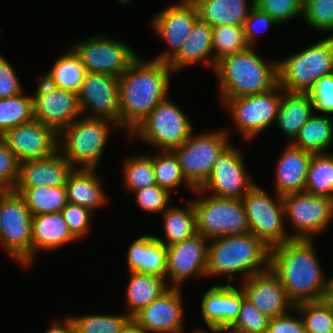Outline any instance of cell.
Returning <instances> with one entry per match:
<instances>
[{
	"label": "cell",
	"instance_id": "obj_35",
	"mask_svg": "<svg viewBox=\"0 0 333 333\" xmlns=\"http://www.w3.org/2000/svg\"><path fill=\"white\" fill-rule=\"evenodd\" d=\"M187 207L178 208L168 207L165 212L162 213L163 218V229L166 235V242L163 238L156 239L162 242L166 247L172 244L182 242L193 235L196 232V212L194 209L193 201Z\"/></svg>",
	"mask_w": 333,
	"mask_h": 333
},
{
	"label": "cell",
	"instance_id": "obj_30",
	"mask_svg": "<svg viewBox=\"0 0 333 333\" xmlns=\"http://www.w3.org/2000/svg\"><path fill=\"white\" fill-rule=\"evenodd\" d=\"M312 115L313 101L307 92H289L284 90L276 123L291 143Z\"/></svg>",
	"mask_w": 333,
	"mask_h": 333
},
{
	"label": "cell",
	"instance_id": "obj_59",
	"mask_svg": "<svg viewBox=\"0 0 333 333\" xmlns=\"http://www.w3.org/2000/svg\"><path fill=\"white\" fill-rule=\"evenodd\" d=\"M224 333H235V332H230V331H223Z\"/></svg>",
	"mask_w": 333,
	"mask_h": 333
},
{
	"label": "cell",
	"instance_id": "obj_17",
	"mask_svg": "<svg viewBox=\"0 0 333 333\" xmlns=\"http://www.w3.org/2000/svg\"><path fill=\"white\" fill-rule=\"evenodd\" d=\"M81 113L92 109L86 118L110 120L119 128V81L107 74L87 73L78 92ZM86 108V109H85Z\"/></svg>",
	"mask_w": 333,
	"mask_h": 333
},
{
	"label": "cell",
	"instance_id": "obj_9",
	"mask_svg": "<svg viewBox=\"0 0 333 333\" xmlns=\"http://www.w3.org/2000/svg\"><path fill=\"white\" fill-rule=\"evenodd\" d=\"M192 130V124L185 113L166 98L153 108L130 135L140 136L161 151H172L188 140Z\"/></svg>",
	"mask_w": 333,
	"mask_h": 333
},
{
	"label": "cell",
	"instance_id": "obj_41",
	"mask_svg": "<svg viewBox=\"0 0 333 333\" xmlns=\"http://www.w3.org/2000/svg\"><path fill=\"white\" fill-rule=\"evenodd\" d=\"M123 166L124 184L128 190L134 192L157 185L151 155L128 158Z\"/></svg>",
	"mask_w": 333,
	"mask_h": 333
},
{
	"label": "cell",
	"instance_id": "obj_58",
	"mask_svg": "<svg viewBox=\"0 0 333 333\" xmlns=\"http://www.w3.org/2000/svg\"><path fill=\"white\" fill-rule=\"evenodd\" d=\"M119 1L126 4V3H129L132 0H119Z\"/></svg>",
	"mask_w": 333,
	"mask_h": 333
},
{
	"label": "cell",
	"instance_id": "obj_10",
	"mask_svg": "<svg viewBox=\"0 0 333 333\" xmlns=\"http://www.w3.org/2000/svg\"><path fill=\"white\" fill-rule=\"evenodd\" d=\"M225 130L201 135L191 133L188 140L172 150L186 180L199 189L210 176L214 163L230 145Z\"/></svg>",
	"mask_w": 333,
	"mask_h": 333
},
{
	"label": "cell",
	"instance_id": "obj_37",
	"mask_svg": "<svg viewBox=\"0 0 333 333\" xmlns=\"http://www.w3.org/2000/svg\"><path fill=\"white\" fill-rule=\"evenodd\" d=\"M304 191L333 199L332 153H313Z\"/></svg>",
	"mask_w": 333,
	"mask_h": 333
},
{
	"label": "cell",
	"instance_id": "obj_11",
	"mask_svg": "<svg viewBox=\"0 0 333 333\" xmlns=\"http://www.w3.org/2000/svg\"><path fill=\"white\" fill-rule=\"evenodd\" d=\"M276 196L277 200L255 184L242 198L250 233L261 239L269 248L291 239L284 227L286 218L283 198L277 194Z\"/></svg>",
	"mask_w": 333,
	"mask_h": 333
},
{
	"label": "cell",
	"instance_id": "obj_27",
	"mask_svg": "<svg viewBox=\"0 0 333 333\" xmlns=\"http://www.w3.org/2000/svg\"><path fill=\"white\" fill-rule=\"evenodd\" d=\"M166 259V246L152 235L136 239L127 252L130 272L146 273L163 279L166 275Z\"/></svg>",
	"mask_w": 333,
	"mask_h": 333
},
{
	"label": "cell",
	"instance_id": "obj_32",
	"mask_svg": "<svg viewBox=\"0 0 333 333\" xmlns=\"http://www.w3.org/2000/svg\"><path fill=\"white\" fill-rule=\"evenodd\" d=\"M130 281L126 292L127 314L133 317L141 309L157 299L169 287L165 279L140 272H130Z\"/></svg>",
	"mask_w": 333,
	"mask_h": 333
},
{
	"label": "cell",
	"instance_id": "obj_18",
	"mask_svg": "<svg viewBox=\"0 0 333 333\" xmlns=\"http://www.w3.org/2000/svg\"><path fill=\"white\" fill-rule=\"evenodd\" d=\"M0 138L20 163L54 155L59 146L58 133L37 120L13 127Z\"/></svg>",
	"mask_w": 333,
	"mask_h": 333
},
{
	"label": "cell",
	"instance_id": "obj_50",
	"mask_svg": "<svg viewBox=\"0 0 333 333\" xmlns=\"http://www.w3.org/2000/svg\"><path fill=\"white\" fill-rule=\"evenodd\" d=\"M135 198L141 209L147 212H156L161 214L168 208L170 192L158 185H154L141 190H136Z\"/></svg>",
	"mask_w": 333,
	"mask_h": 333
},
{
	"label": "cell",
	"instance_id": "obj_46",
	"mask_svg": "<svg viewBox=\"0 0 333 333\" xmlns=\"http://www.w3.org/2000/svg\"><path fill=\"white\" fill-rule=\"evenodd\" d=\"M254 6L272 17L278 24L303 14V0H254Z\"/></svg>",
	"mask_w": 333,
	"mask_h": 333
},
{
	"label": "cell",
	"instance_id": "obj_12",
	"mask_svg": "<svg viewBox=\"0 0 333 333\" xmlns=\"http://www.w3.org/2000/svg\"><path fill=\"white\" fill-rule=\"evenodd\" d=\"M284 91L278 84L270 91L222 99L244 138L253 139L271 123L276 122L279 105ZM280 93V94H279Z\"/></svg>",
	"mask_w": 333,
	"mask_h": 333
},
{
	"label": "cell",
	"instance_id": "obj_55",
	"mask_svg": "<svg viewBox=\"0 0 333 333\" xmlns=\"http://www.w3.org/2000/svg\"><path fill=\"white\" fill-rule=\"evenodd\" d=\"M320 301L333 313V283L329 280Z\"/></svg>",
	"mask_w": 333,
	"mask_h": 333
},
{
	"label": "cell",
	"instance_id": "obj_14",
	"mask_svg": "<svg viewBox=\"0 0 333 333\" xmlns=\"http://www.w3.org/2000/svg\"><path fill=\"white\" fill-rule=\"evenodd\" d=\"M284 214L296 229L291 239H312V235L325 230L333 217V199L303 192L282 196Z\"/></svg>",
	"mask_w": 333,
	"mask_h": 333
},
{
	"label": "cell",
	"instance_id": "obj_39",
	"mask_svg": "<svg viewBox=\"0 0 333 333\" xmlns=\"http://www.w3.org/2000/svg\"><path fill=\"white\" fill-rule=\"evenodd\" d=\"M213 58L215 63L223 57L247 50L243 26L219 25L212 27Z\"/></svg>",
	"mask_w": 333,
	"mask_h": 333
},
{
	"label": "cell",
	"instance_id": "obj_44",
	"mask_svg": "<svg viewBox=\"0 0 333 333\" xmlns=\"http://www.w3.org/2000/svg\"><path fill=\"white\" fill-rule=\"evenodd\" d=\"M269 318L244 298L235 323L226 331L235 333H266Z\"/></svg>",
	"mask_w": 333,
	"mask_h": 333
},
{
	"label": "cell",
	"instance_id": "obj_34",
	"mask_svg": "<svg viewBox=\"0 0 333 333\" xmlns=\"http://www.w3.org/2000/svg\"><path fill=\"white\" fill-rule=\"evenodd\" d=\"M332 140L333 120L326 115L313 113L291 144L313 153H325Z\"/></svg>",
	"mask_w": 333,
	"mask_h": 333
},
{
	"label": "cell",
	"instance_id": "obj_28",
	"mask_svg": "<svg viewBox=\"0 0 333 333\" xmlns=\"http://www.w3.org/2000/svg\"><path fill=\"white\" fill-rule=\"evenodd\" d=\"M74 240L77 239L69 231L61 212L33 216L32 262L36 251H52Z\"/></svg>",
	"mask_w": 333,
	"mask_h": 333
},
{
	"label": "cell",
	"instance_id": "obj_13",
	"mask_svg": "<svg viewBox=\"0 0 333 333\" xmlns=\"http://www.w3.org/2000/svg\"><path fill=\"white\" fill-rule=\"evenodd\" d=\"M87 73L107 74L119 78L139 57L125 43L106 37H89L71 47Z\"/></svg>",
	"mask_w": 333,
	"mask_h": 333
},
{
	"label": "cell",
	"instance_id": "obj_8",
	"mask_svg": "<svg viewBox=\"0 0 333 333\" xmlns=\"http://www.w3.org/2000/svg\"><path fill=\"white\" fill-rule=\"evenodd\" d=\"M193 205L196 232L208 240L250 233L242 199L210 195L193 201Z\"/></svg>",
	"mask_w": 333,
	"mask_h": 333
},
{
	"label": "cell",
	"instance_id": "obj_2",
	"mask_svg": "<svg viewBox=\"0 0 333 333\" xmlns=\"http://www.w3.org/2000/svg\"><path fill=\"white\" fill-rule=\"evenodd\" d=\"M319 264L313 239H290L270 248L269 267L295 305L320 301L329 279Z\"/></svg>",
	"mask_w": 333,
	"mask_h": 333
},
{
	"label": "cell",
	"instance_id": "obj_6",
	"mask_svg": "<svg viewBox=\"0 0 333 333\" xmlns=\"http://www.w3.org/2000/svg\"><path fill=\"white\" fill-rule=\"evenodd\" d=\"M110 125L118 127L110 120L79 117L58 133V137L64 136L63 140L58 139V144L63 142L58 151L63 145L62 156L74 169L77 163L81 165L79 169H95L110 134Z\"/></svg>",
	"mask_w": 333,
	"mask_h": 333
},
{
	"label": "cell",
	"instance_id": "obj_4",
	"mask_svg": "<svg viewBox=\"0 0 333 333\" xmlns=\"http://www.w3.org/2000/svg\"><path fill=\"white\" fill-rule=\"evenodd\" d=\"M214 71L222 99L260 94L278 85V62H264L253 47L223 57Z\"/></svg>",
	"mask_w": 333,
	"mask_h": 333
},
{
	"label": "cell",
	"instance_id": "obj_48",
	"mask_svg": "<svg viewBox=\"0 0 333 333\" xmlns=\"http://www.w3.org/2000/svg\"><path fill=\"white\" fill-rule=\"evenodd\" d=\"M93 213L94 212L87 207L69 202L61 210V214L64 217L69 231L76 239H81L87 234Z\"/></svg>",
	"mask_w": 333,
	"mask_h": 333
},
{
	"label": "cell",
	"instance_id": "obj_38",
	"mask_svg": "<svg viewBox=\"0 0 333 333\" xmlns=\"http://www.w3.org/2000/svg\"><path fill=\"white\" fill-rule=\"evenodd\" d=\"M34 120L33 96L23 93L0 99V137L9 129Z\"/></svg>",
	"mask_w": 333,
	"mask_h": 333
},
{
	"label": "cell",
	"instance_id": "obj_25",
	"mask_svg": "<svg viewBox=\"0 0 333 333\" xmlns=\"http://www.w3.org/2000/svg\"><path fill=\"white\" fill-rule=\"evenodd\" d=\"M277 163L276 194L303 192L313 152L302 150L291 143L285 148Z\"/></svg>",
	"mask_w": 333,
	"mask_h": 333
},
{
	"label": "cell",
	"instance_id": "obj_21",
	"mask_svg": "<svg viewBox=\"0 0 333 333\" xmlns=\"http://www.w3.org/2000/svg\"><path fill=\"white\" fill-rule=\"evenodd\" d=\"M240 288L261 313L269 319L294 311L295 304L287 296L278 276L270 269L256 273L244 281ZM292 309V310H291Z\"/></svg>",
	"mask_w": 333,
	"mask_h": 333
},
{
	"label": "cell",
	"instance_id": "obj_31",
	"mask_svg": "<svg viewBox=\"0 0 333 333\" xmlns=\"http://www.w3.org/2000/svg\"><path fill=\"white\" fill-rule=\"evenodd\" d=\"M196 6L198 18L211 27L219 25L243 26L254 0L249 8L247 0H191ZM248 8V9H247Z\"/></svg>",
	"mask_w": 333,
	"mask_h": 333
},
{
	"label": "cell",
	"instance_id": "obj_16",
	"mask_svg": "<svg viewBox=\"0 0 333 333\" xmlns=\"http://www.w3.org/2000/svg\"><path fill=\"white\" fill-rule=\"evenodd\" d=\"M34 120L59 133L81 114L78 93L51 86L43 78L33 96Z\"/></svg>",
	"mask_w": 333,
	"mask_h": 333
},
{
	"label": "cell",
	"instance_id": "obj_52",
	"mask_svg": "<svg viewBox=\"0 0 333 333\" xmlns=\"http://www.w3.org/2000/svg\"><path fill=\"white\" fill-rule=\"evenodd\" d=\"M13 66L0 55V99L23 93Z\"/></svg>",
	"mask_w": 333,
	"mask_h": 333
},
{
	"label": "cell",
	"instance_id": "obj_1",
	"mask_svg": "<svg viewBox=\"0 0 333 333\" xmlns=\"http://www.w3.org/2000/svg\"><path fill=\"white\" fill-rule=\"evenodd\" d=\"M171 73L168 62L145 61L138 57L118 78L119 128L129 136L153 108L167 98Z\"/></svg>",
	"mask_w": 333,
	"mask_h": 333
},
{
	"label": "cell",
	"instance_id": "obj_45",
	"mask_svg": "<svg viewBox=\"0 0 333 333\" xmlns=\"http://www.w3.org/2000/svg\"><path fill=\"white\" fill-rule=\"evenodd\" d=\"M304 20L326 33L333 31V0H303Z\"/></svg>",
	"mask_w": 333,
	"mask_h": 333
},
{
	"label": "cell",
	"instance_id": "obj_29",
	"mask_svg": "<svg viewBox=\"0 0 333 333\" xmlns=\"http://www.w3.org/2000/svg\"><path fill=\"white\" fill-rule=\"evenodd\" d=\"M101 178L95 174V169L75 168L68 175L65 187L69 203L84 206L95 211L108 201L102 189Z\"/></svg>",
	"mask_w": 333,
	"mask_h": 333
},
{
	"label": "cell",
	"instance_id": "obj_24",
	"mask_svg": "<svg viewBox=\"0 0 333 333\" xmlns=\"http://www.w3.org/2000/svg\"><path fill=\"white\" fill-rule=\"evenodd\" d=\"M73 169L59 151L47 158L27 160L20 163L15 188L65 186Z\"/></svg>",
	"mask_w": 333,
	"mask_h": 333
},
{
	"label": "cell",
	"instance_id": "obj_23",
	"mask_svg": "<svg viewBox=\"0 0 333 333\" xmlns=\"http://www.w3.org/2000/svg\"><path fill=\"white\" fill-rule=\"evenodd\" d=\"M245 294L232 284L212 286L203 295L201 313L210 331H226L237 320Z\"/></svg>",
	"mask_w": 333,
	"mask_h": 333
},
{
	"label": "cell",
	"instance_id": "obj_3",
	"mask_svg": "<svg viewBox=\"0 0 333 333\" xmlns=\"http://www.w3.org/2000/svg\"><path fill=\"white\" fill-rule=\"evenodd\" d=\"M209 242L208 277L228 274L231 281L234 273H242L245 280L269 268L270 248L251 233L216 237Z\"/></svg>",
	"mask_w": 333,
	"mask_h": 333
},
{
	"label": "cell",
	"instance_id": "obj_43",
	"mask_svg": "<svg viewBox=\"0 0 333 333\" xmlns=\"http://www.w3.org/2000/svg\"><path fill=\"white\" fill-rule=\"evenodd\" d=\"M294 310L301 313L305 331L333 332V313L321 301L298 303Z\"/></svg>",
	"mask_w": 333,
	"mask_h": 333
},
{
	"label": "cell",
	"instance_id": "obj_26",
	"mask_svg": "<svg viewBox=\"0 0 333 333\" xmlns=\"http://www.w3.org/2000/svg\"><path fill=\"white\" fill-rule=\"evenodd\" d=\"M209 64L213 69L212 27L199 18L195 21L189 37L182 44L179 52L168 62L174 72L197 62Z\"/></svg>",
	"mask_w": 333,
	"mask_h": 333
},
{
	"label": "cell",
	"instance_id": "obj_54",
	"mask_svg": "<svg viewBox=\"0 0 333 333\" xmlns=\"http://www.w3.org/2000/svg\"><path fill=\"white\" fill-rule=\"evenodd\" d=\"M45 333H75L73 322L70 317L66 318L62 324L57 320Z\"/></svg>",
	"mask_w": 333,
	"mask_h": 333
},
{
	"label": "cell",
	"instance_id": "obj_7",
	"mask_svg": "<svg viewBox=\"0 0 333 333\" xmlns=\"http://www.w3.org/2000/svg\"><path fill=\"white\" fill-rule=\"evenodd\" d=\"M32 218L19 193L0 191V243L25 267L32 263Z\"/></svg>",
	"mask_w": 333,
	"mask_h": 333
},
{
	"label": "cell",
	"instance_id": "obj_51",
	"mask_svg": "<svg viewBox=\"0 0 333 333\" xmlns=\"http://www.w3.org/2000/svg\"><path fill=\"white\" fill-rule=\"evenodd\" d=\"M278 24L272 17L263 11H260L254 5L251 7L248 17L244 21L243 30L245 34V39L250 47H253L257 37V31L255 32V26L261 29H266L272 27V25ZM260 29V30H261Z\"/></svg>",
	"mask_w": 333,
	"mask_h": 333
},
{
	"label": "cell",
	"instance_id": "obj_40",
	"mask_svg": "<svg viewBox=\"0 0 333 333\" xmlns=\"http://www.w3.org/2000/svg\"><path fill=\"white\" fill-rule=\"evenodd\" d=\"M156 184L169 192L185 182L192 191L196 189L184 177L177 157L172 151H162L152 157Z\"/></svg>",
	"mask_w": 333,
	"mask_h": 333
},
{
	"label": "cell",
	"instance_id": "obj_57",
	"mask_svg": "<svg viewBox=\"0 0 333 333\" xmlns=\"http://www.w3.org/2000/svg\"><path fill=\"white\" fill-rule=\"evenodd\" d=\"M211 333H222V331H210ZM194 333H207V332H205V331H203V330H196V331H194Z\"/></svg>",
	"mask_w": 333,
	"mask_h": 333
},
{
	"label": "cell",
	"instance_id": "obj_56",
	"mask_svg": "<svg viewBox=\"0 0 333 333\" xmlns=\"http://www.w3.org/2000/svg\"><path fill=\"white\" fill-rule=\"evenodd\" d=\"M121 333H149L133 317L123 327Z\"/></svg>",
	"mask_w": 333,
	"mask_h": 333
},
{
	"label": "cell",
	"instance_id": "obj_36",
	"mask_svg": "<svg viewBox=\"0 0 333 333\" xmlns=\"http://www.w3.org/2000/svg\"><path fill=\"white\" fill-rule=\"evenodd\" d=\"M25 200L32 216L61 212L68 203L65 186L14 188Z\"/></svg>",
	"mask_w": 333,
	"mask_h": 333
},
{
	"label": "cell",
	"instance_id": "obj_33",
	"mask_svg": "<svg viewBox=\"0 0 333 333\" xmlns=\"http://www.w3.org/2000/svg\"><path fill=\"white\" fill-rule=\"evenodd\" d=\"M87 71L72 48L56 59L50 71L42 77L51 86L79 92Z\"/></svg>",
	"mask_w": 333,
	"mask_h": 333
},
{
	"label": "cell",
	"instance_id": "obj_47",
	"mask_svg": "<svg viewBox=\"0 0 333 333\" xmlns=\"http://www.w3.org/2000/svg\"><path fill=\"white\" fill-rule=\"evenodd\" d=\"M20 162L0 138V191L14 190L19 178Z\"/></svg>",
	"mask_w": 333,
	"mask_h": 333
},
{
	"label": "cell",
	"instance_id": "obj_49",
	"mask_svg": "<svg viewBox=\"0 0 333 333\" xmlns=\"http://www.w3.org/2000/svg\"><path fill=\"white\" fill-rule=\"evenodd\" d=\"M307 93L315 111L333 114V73L322 76Z\"/></svg>",
	"mask_w": 333,
	"mask_h": 333
},
{
	"label": "cell",
	"instance_id": "obj_20",
	"mask_svg": "<svg viewBox=\"0 0 333 333\" xmlns=\"http://www.w3.org/2000/svg\"><path fill=\"white\" fill-rule=\"evenodd\" d=\"M208 239L199 233L170 246H167L166 275L171 287L180 288L181 282L191 275L207 277Z\"/></svg>",
	"mask_w": 333,
	"mask_h": 333
},
{
	"label": "cell",
	"instance_id": "obj_53",
	"mask_svg": "<svg viewBox=\"0 0 333 333\" xmlns=\"http://www.w3.org/2000/svg\"><path fill=\"white\" fill-rule=\"evenodd\" d=\"M302 317L293 318L290 314L271 318L266 333H302L304 331Z\"/></svg>",
	"mask_w": 333,
	"mask_h": 333
},
{
	"label": "cell",
	"instance_id": "obj_5",
	"mask_svg": "<svg viewBox=\"0 0 333 333\" xmlns=\"http://www.w3.org/2000/svg\"><path fill=\"white\" fill-rule=\"evenodd\" d=\"M333 73V35L278 62V84L289 92H308L322 76Z\"/></svg>",
	"mask_w": 333,
	"mask_h": 333
},
{
	"label": "cell",
	"instance_id": "obj_19",
	"mask_svg": "<svg viewBox=\"0 0 333 333\" xmlns=\"http://www.w3.org/2000/svg\"><path fill=\"white\" fill-rule=\"evenodd\" d=\"M197 19L198 12L191 0H182L181 3L158 12L151 22L153 30L167 41L171 49L166 50L153 60L169 62L189 37Z\"/></svg>",
	"mask_w": 333,
	"mask_h": 333
},
{
	"label": "cell",
	"instance_id": "obj_15",
	"mask_svg": "<svg viewBox=\"0 0 333 333\" xmlns=\"http://www.w3.org/2000/svg\"><path fill=\"white\" fill-rule=\"evenodd\" d=\"M244 165L242 152L230 144L214 163L210 176L195 192L212 190L213 196L242 199L255 185Z\"/></svg>",
	"mask_w": 333,
	"mask_h": 333
},
{
	"label": "cell",
	"instance_id": "obj_22",
	"mask_svg": "<svg viewBox=\"0 0 333 333\" xmlns=\"http://www.w3.org/2000/svg\"><path fill=\"white\" fill-rule=\"evenodd\" d=\"M181 287H169L133 318L149 333H183Z\"/></svg>",
	"mask_w": 333,
	"mask_h": 333
},
{
	"label": "cell",
	"instance_id": "obj_42",
	"mask_svg": "<svg viewBox=\"0 0 333 333\" xmlns=\"http://www.w3.org/2000/svg\"><path fill=\"white\" fill-rule=\"evenodd\" d=\"M132 317L124 315L71 316L75 333H121Z\"/></svg>",
	"mask_w": 333,
	"mask_h": 333
}]
</instances>
